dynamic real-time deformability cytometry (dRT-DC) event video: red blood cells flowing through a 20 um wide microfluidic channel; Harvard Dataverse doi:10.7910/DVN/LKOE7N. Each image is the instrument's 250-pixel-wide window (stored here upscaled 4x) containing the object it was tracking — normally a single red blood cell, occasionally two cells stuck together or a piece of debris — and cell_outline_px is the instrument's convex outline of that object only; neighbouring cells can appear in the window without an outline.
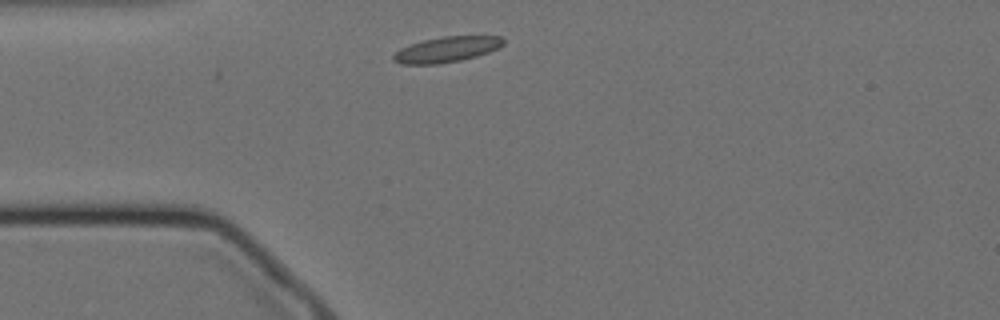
{"species": "Egyptian fruit bat (a non-hibernating species)", "species_latin": "Rousettus aegyptiacus", "temperature_condition": "cold", "stored_images_in_passage": 8, "camera_frame_rate_fps": 3000, "um_per_image_px": 0.085, "animal": {"sex": "female"}, "frame": {"image": 1, "passage_image": 1, "time_ms": 0.0, "image_size_px": [1000, 320], "cell_outline_px": [[504, 44], [500, 48], [476, 56], [460, 60], [440, 64], [400, 64], [392, 60], [392, 56], [400, 48], [424, 40], [444, 36], [500, 36], [504, 40]], "centroid_in_image_um": [37.97, 4.21], "position_along_channel_um": 47.0, "area_um2": 16.3}}
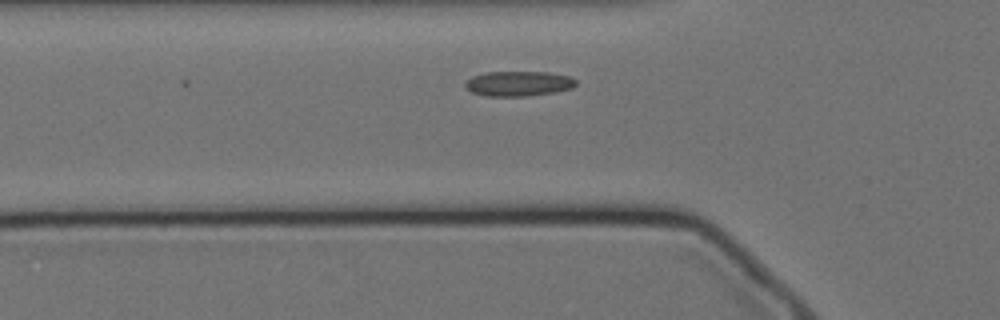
{"frame": {"image": 2, "passage_image": 5, "time_ms": 1.333, "image_size_px": [1000, 320], "cell_outline_px": [[576, 84], [572, 88], [552, 92], [528, 96], [488, 96], [472, 92], [464, 88], [464, 84], [472, 76], [484, 72], [548, 72], [568, 76], [576, 80]], "centroid_in_image_um": [44.03, 7.1], "position_along_channel_um": 81.8, "area_um2": 16.07}}